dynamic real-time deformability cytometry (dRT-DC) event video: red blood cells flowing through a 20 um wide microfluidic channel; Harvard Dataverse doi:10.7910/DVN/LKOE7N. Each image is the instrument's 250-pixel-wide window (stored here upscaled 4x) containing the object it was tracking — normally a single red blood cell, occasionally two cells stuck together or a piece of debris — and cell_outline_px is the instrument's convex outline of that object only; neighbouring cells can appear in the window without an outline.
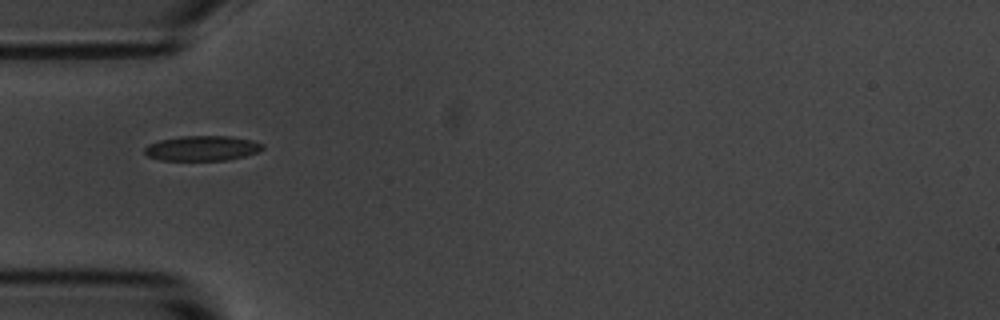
{"species": "common noctule bat (a hibernating species)", "species_latin": "Nyctalus noctula", "temperature_condition": "room temperature", "stored_images_in_passage": 31, "camera_frame_rate_fps": 3000, "um_per_image_px": 0.085, "animal": {"sex": "male", "body_mass_g": 20.1, "forearm_length_mm": 53.5}, "frame": {"image": 1, "passage_image": 1, "time_ms": 0.0, "image_size_px": [1000, 320], "cell_outline_px": [[264, 148], [256, 152], [244, 156], [228, 160], [160, 160], [148, 156], [144, 152], [144, 148], [148, 144], [160, 140], [180, 136], [232, 136], [252, 140], [264, 144]], "centroid_in_image_um": [17.18, 12.59], "position_along_channel_um": 67.8, "area_um2": 17.22}}
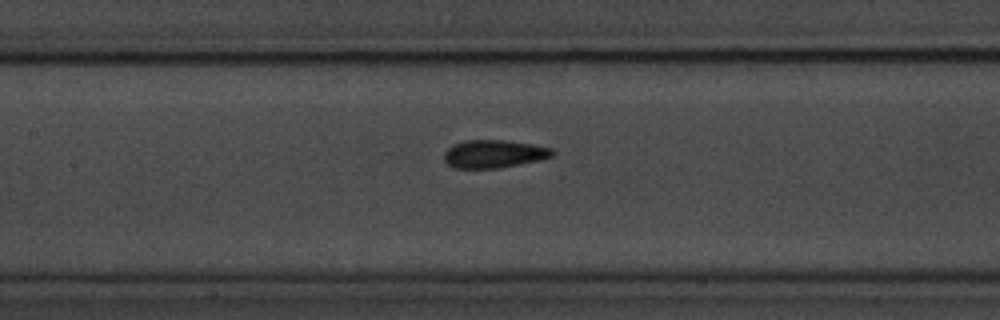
{"frame": {"image": 2, "passage_image": 9, "time_ms": 2.667, "image_size_px": [1000, 320], "cell_outline_px": [[556, 152], [552, 156], [540, 160], [496, 168], [452, 168], [444, 160], [444, 152], [448, 148], [464, 140], [504, 140], [532, 144], [552, 148]], "centroid_in_image_um": [41.98, 13.08], "position_along_channel_um": 165.4, "area_um2": 17.57}}
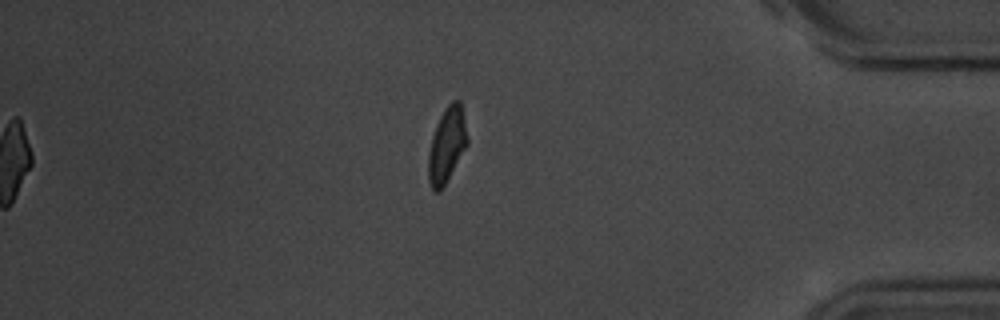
{"frame": {"image": 3, "passage_image": 31, "time_ms": 10.0, "image_size_px": [1000, 320], "cell_outline_px": [[468, 144], [440, 192], [432, 192], [428, 180], [428, 152], [432, 136], [436, 124], [444, 108], [452, 100], [460, 100], [468, 140]], "centroid_in_image_um": [37.96, 12.34], "position_along_channel_um": 397.2, "area_um2": 17.11}, "authors_computed_cell_mechanics": {"area_um2": 17.7446, "velocity_mm_per_s": 3.6305, "shape_relaxation_time_tau1_ms": 3.608, "shape_relaxation_time_tau2_ms": 0.6236, "deformation_change_tau1": 0.1302, "deformation_change_tau2": 0.0486}}